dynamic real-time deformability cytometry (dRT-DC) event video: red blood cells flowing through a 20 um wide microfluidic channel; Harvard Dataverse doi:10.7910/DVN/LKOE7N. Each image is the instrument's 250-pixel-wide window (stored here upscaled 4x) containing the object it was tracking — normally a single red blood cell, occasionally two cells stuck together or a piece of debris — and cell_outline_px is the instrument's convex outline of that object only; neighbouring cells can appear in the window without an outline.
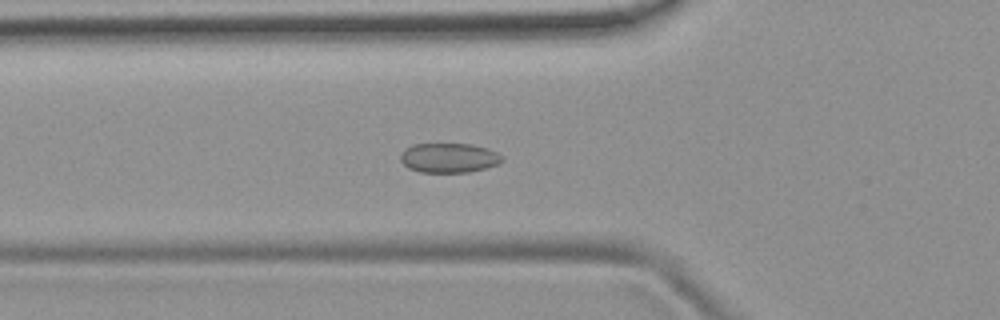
{"species": "common noctule bat (a hibernating species)", "species_latin": "Nyctalus noctula", "temperature_condition": "room temperature", "stored_images_in_passage": 53, "camera_frame_rate_fps": 3000, "um_per_image_px": 0.085, "animal": {"sex": "female", "body_mass_g": 19.9}, "frame": {"image": 1, "passage_image": 19, "time_ms": 6.0, "image_size_px": [1000, 320], "cell_outline_px": [[504, 160], [500, 164], [468, 172], [420, 172], [408, 168], [400, 160], [400, 152], [404, 148], [412, 144], [472, 144], [488, 148], [504, 156]], "centroid_in_image_um": [38.16, 13.41], "position_along_channel_um": 87.6, "area_um2": 17.74}}
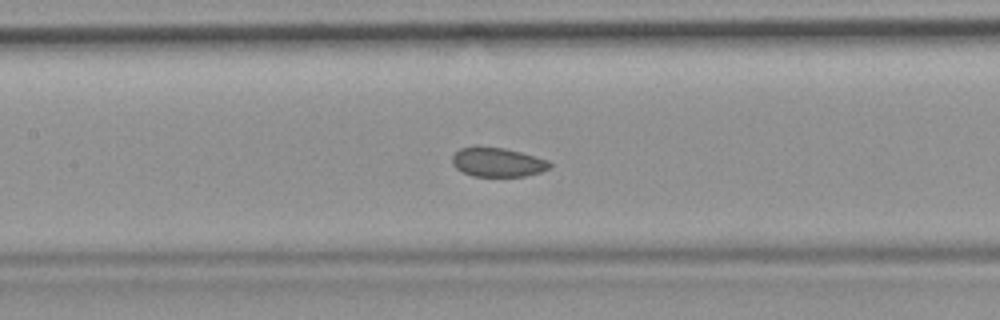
{"frame": {"image": 2, "passage_image": 25, "time_ms": 8.0, "image_size_px": [1000, 320], "cell_outline_px": [[552, 164], [548, 168], [540, 172], [524, 176], [472, 176], [456, 168], [452, 164], [452, 156], [460, 148], [476, 144], [504, 148], [520, 152], [548, 160]], "centroid_in_image_um": [42.24, 13.76], "position_along_channel_um": 165.2, "area_um2": 16.76}}
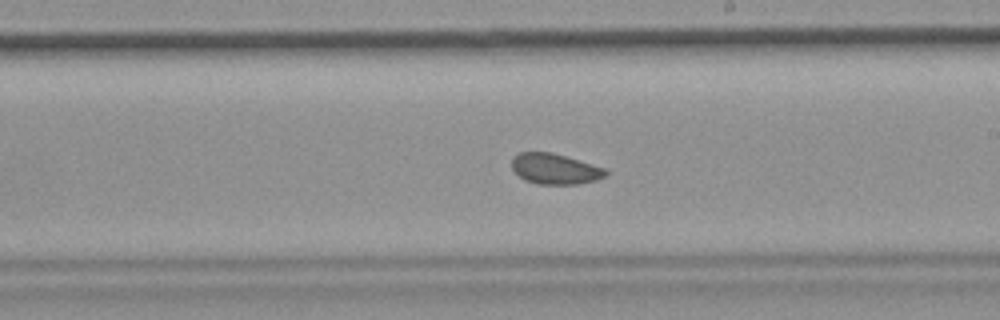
{"frame": {"image": 3, "passage_image": 31, "time_ms": 10.0, "image_size_px": [1000, 320], "cell_outline_px": [[608, 176], [596, 180], [576, 184], [536, 184], [524, 180], [512, 168], [512, 156], [520, 152], [552, 152], [608, 168]], "centroid_in_image_um": [47.21, 14.35], "position_along_channel_um": 241.8, "area_um2": 16.99}, "authors_computed_cell_mechanics": {"area_um2": 17.7446, "velocity_mm_per_s": 3.8609, "shape_relaxation_time_tau1_ms": null, "shape_relaxation_time_tau2_ms": 4.0085, "deformation_change_tau1": null, "deformation_change_tau2": 0.0768}}